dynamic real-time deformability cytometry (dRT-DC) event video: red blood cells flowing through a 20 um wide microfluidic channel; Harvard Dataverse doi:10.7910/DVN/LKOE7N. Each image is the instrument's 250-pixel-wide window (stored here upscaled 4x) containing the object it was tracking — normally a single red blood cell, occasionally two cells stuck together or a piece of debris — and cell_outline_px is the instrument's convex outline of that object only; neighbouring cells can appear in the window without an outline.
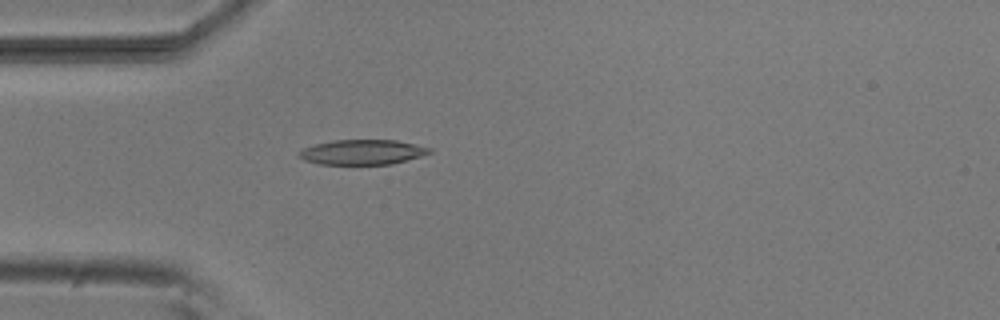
{"species": "common noctule bat (a hibernating species)", "species_latin": "Nyctalus noctula", "temperature_condition": "room temperature", "stored_images_in_passage": 35, "camera_frame_rate_fps": 3000, "um_per_image_px": 0.085, "animal": {"sex": "male", "body_mass_g": 20.5, "forearm_length_mm": 52.5}, "frame": {"image": 1, "passage_image": 8, "time_ms": 2.333, "image_size_px": [1000, 320], "cell_outline_px": [[432, 152], [420, 156], [392, 164], [320, 164], [304, 160], [296, 156], [296, 152], [304, 148], [316, 144], [332, 140], [396, 140], [432, 148]], "centroid_in_image_um": [30.76, 12.93], "position_along_channel_um": 54.2, "area_um2": 18.96}}
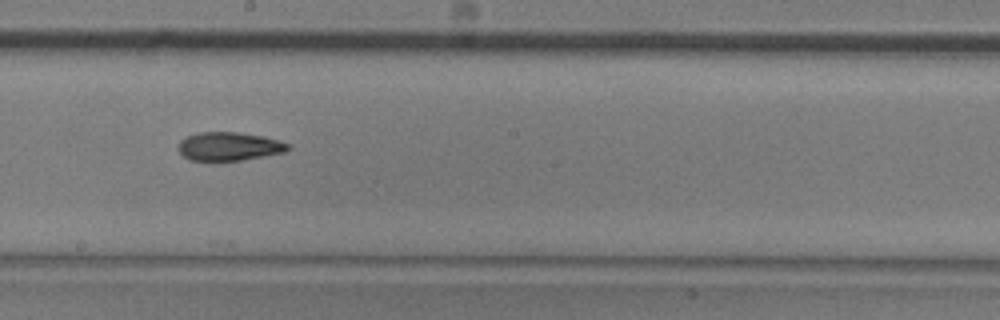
{"frame": {"image": 2, "passage_image": 22, "time_ms": 7.0, "image_size_px": [1000, 320], "cell_outline_px": [[292, 148], [284, 152], [264, 156], [240, 160], [188, 160], [176, 148], [180, 140], [196, 132], [236, 132], [264, 136], [292, 144]], "centroid_in_image_um": [19.48, 12.43], "position_along_channel_um": 228.7, "area_um2": 18.32}}
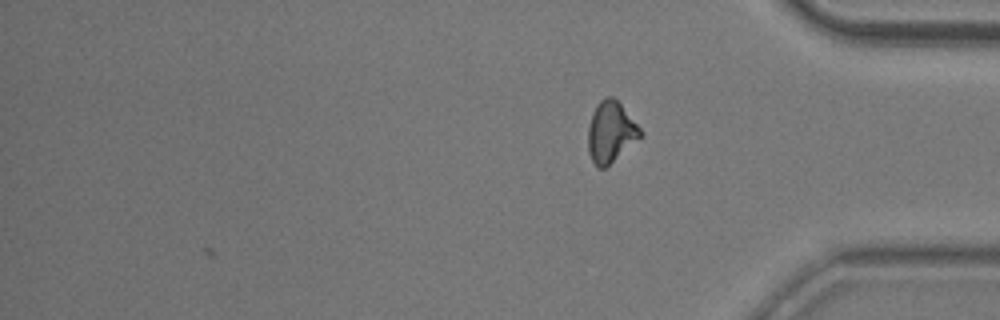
{"frame": {"image": 3, "passage_image": 35, "time_ms": 11.333, "image_size_px": [1000, 320], "cell_outline_px": [[644, 132], [640, 136], [604, 168], [596, 168], [588, 152], [588, 128], [592, 112], [596, 104], [600, 100], [608, 96], [612, 96], [620, 104]], "centroid_in_image_um": [51.87, 11.2], "position_along_channel_um": 383.3, "area_um2": 18.15}, "authors_computed_cell_mechanics": {"area_um2": 18.6694, "velocity_mm_per_s": 3.839, "shape_relaxation_time_tau1_ms": 4.3678, "shape_relaxation_time_tau2_ms": 5.0555, "deformation_change_tau1": 0.1485, "deformation_change_tau2": 0.1225}}